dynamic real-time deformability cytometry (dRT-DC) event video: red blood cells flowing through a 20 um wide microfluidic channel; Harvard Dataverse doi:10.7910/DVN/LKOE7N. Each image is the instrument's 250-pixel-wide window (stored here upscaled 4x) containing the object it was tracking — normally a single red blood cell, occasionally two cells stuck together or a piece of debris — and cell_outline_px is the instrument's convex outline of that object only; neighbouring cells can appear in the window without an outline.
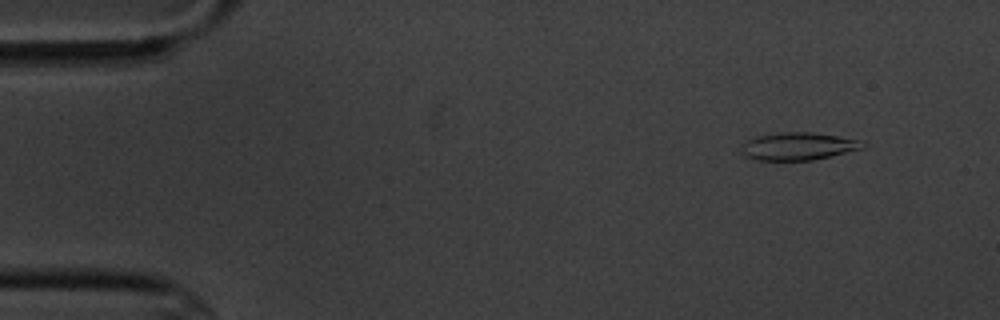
{"species": "common noctule bat (a hibernating species)", "species_latin": "Nyctalus noctula", "temperature_condition": "cold", "stored_images_in_passage": 5, "camera_frame_rate_fps": 3000, "um_per_image_px": 0.085, "animal": {"sex": "male", "body_mass_g": 20.1, "forearm_length_mm": 53.5}, "frame": {"image": 1, "passage_image": 2, "time_ms": 1.0, "image_size_px": [1000, 320], "cell_outline_px": [[868, 144], [864, 148], [832, 156], [812, 160], [756, 160], [748, 156], [744, 152], [744, 140], [756, 136], [784, 132], [812, 132], [864, 140]], "centroid_in_image_um": [67.95, 12.42], "position_along_channel_um": 17.0, "area_um2": 19.54}}
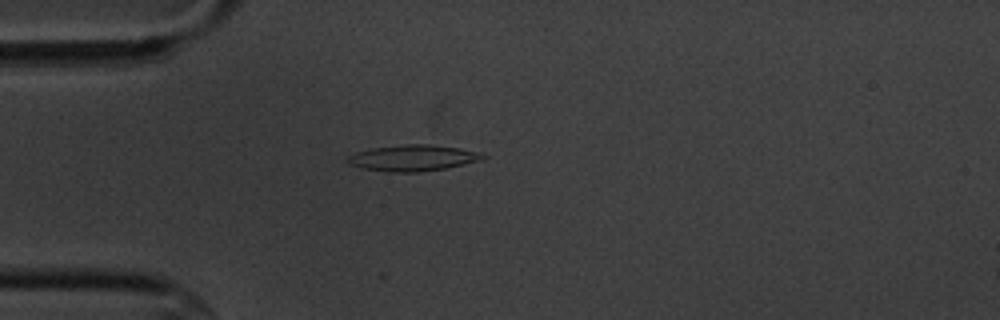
{"frame": {"image": 2, "passage_image": 4, "time_ms": 4.333, "image_size_px": [1000, 320], "cell_outline_px": [[488, 156], [480, 160], [448, 168], [416, 172], [388, 172], [364, 168], [348, 164], [344, 160], [348, 156], [356, 152], [372, 148], [408, 144], [428, 144], [460, 148], [476, 152]], "centroid_in_image_um": [35.06, 13.43], "position_along_channel_um": 49.9, "area_um2": 20.46}}